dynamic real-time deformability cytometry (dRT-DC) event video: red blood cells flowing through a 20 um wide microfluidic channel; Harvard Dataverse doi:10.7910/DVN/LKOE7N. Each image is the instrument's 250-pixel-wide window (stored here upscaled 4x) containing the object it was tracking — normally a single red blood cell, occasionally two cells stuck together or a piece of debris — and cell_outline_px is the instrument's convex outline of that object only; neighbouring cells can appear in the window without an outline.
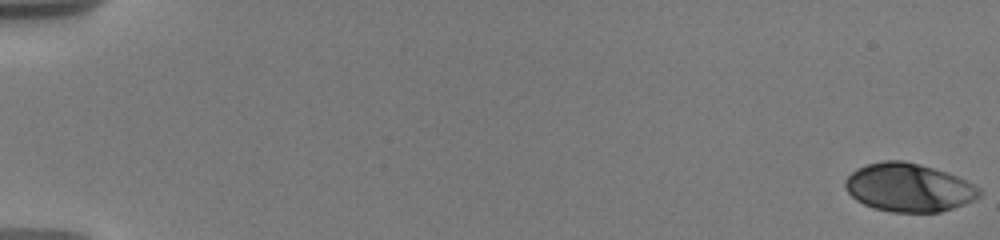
{"species": "human", "species_latin": "Homo sapiens", "temperature_condition": "warm", "stored_images_in_passage": 35, "camera_frame_rate_fps": 3000, "um_per_image_px": 0.085, "donor": {"sex": "male"}, "frame": {"image": 1, "passage_image": 1, "time_ms": 0.0, "image_size_px": [1000, 240], "cell_outline_px": [[980, 196], [964, 204], [940, 212], [892, 212], [872, 208], [856, 200], [844, 188], [844, 180], [856, 168], [868, 164], [884, 160], [904, 160], [920, 164], [948, 172], [980, 188]], "centroid_in_image_um": [77.2, 15.94], "position_along_channel_um": 7.8, "area_um2": 37.8}}
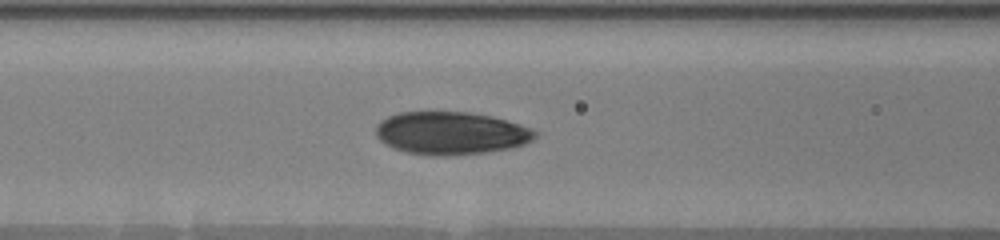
{"frame": {"image": 2, "passage_image": 27, "time_ms": 8.333, "image_size_px": [1000, 240], "cell_outline_px": [[540, 132], [532, 140], [524, 144], [512, 148], [484, 152], [432, 156], [408, 152], [396, 148], [380, 140], [376, 136], [376, 128], [380, 120], [388, 116], [400, 112], [468, 112], [492, 116], [520, 124]], "centroid_in_image_um": [38.36, 11.3], "position_along_channel_um": 128.2, "area_um2": 39.42}}
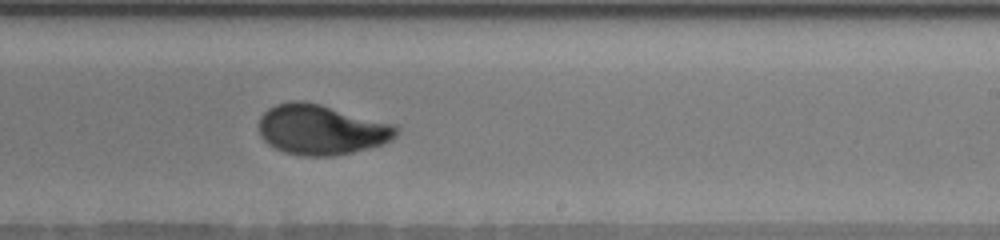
{"frame": {"image": 3, "passage_image": 35, "time_ms": 12.0, "image_size_px": [1000, 240], "cell_outline_px": [[400, 132], [392, 140], [384, 144], [336, 156], [304, 156], [284, 152], [268, 144], [260, 136], [260, 116], [268, 108], [276, 104], [288, 100], [304, 100], [320, 104], [396, 124], [400, 128]], "centroid_in_image_um": [27.35, 11.01], "position_along_channel_um": 261.7, "area_um2": 40.58}}